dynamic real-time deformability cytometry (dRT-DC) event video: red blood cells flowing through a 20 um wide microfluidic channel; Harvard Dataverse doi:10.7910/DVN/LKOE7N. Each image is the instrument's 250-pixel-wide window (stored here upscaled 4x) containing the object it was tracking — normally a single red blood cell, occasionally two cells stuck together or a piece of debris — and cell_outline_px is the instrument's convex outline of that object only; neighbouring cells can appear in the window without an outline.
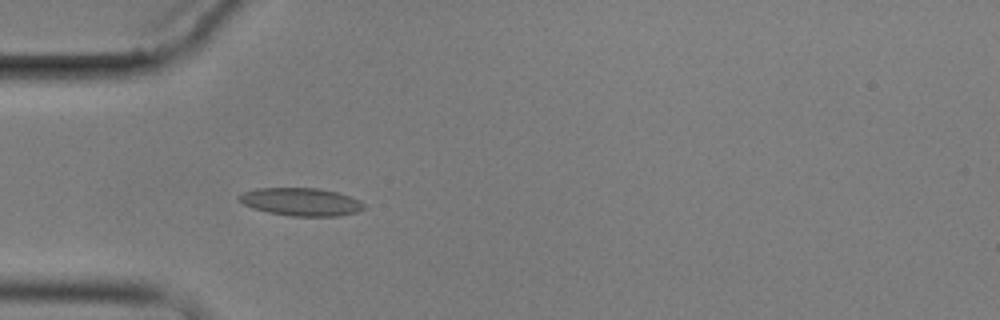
{"species": "common noctule bat (a hibernating species)", "species_latin": "Nyctalus noctula", "temperature_condition": "cold", "stored_images_in_passage": 4, "camera_frame_rate_fps": 3000, "um_per_image_px": 0.085, "animal": {"sex": "male", "body_mass_g": 17.9}, "frame": {"image": 1, "passage_image": 4, "time_ms": 5.333, "image_size_px": [1000, 320], "cell_outline_px": [[364, 208], [356, 212], [336, 216], [292, 216], [268, 212], [252, 208], [244, 204], [236, 196], [244, 192], [256, 188], [316, 188], [336, 192], [360, 200], [364, 204]], "centroid_in_image_um": [25.56, 17.15], "position_along_channel_um": 59.4, "area_um2": 20.11}}